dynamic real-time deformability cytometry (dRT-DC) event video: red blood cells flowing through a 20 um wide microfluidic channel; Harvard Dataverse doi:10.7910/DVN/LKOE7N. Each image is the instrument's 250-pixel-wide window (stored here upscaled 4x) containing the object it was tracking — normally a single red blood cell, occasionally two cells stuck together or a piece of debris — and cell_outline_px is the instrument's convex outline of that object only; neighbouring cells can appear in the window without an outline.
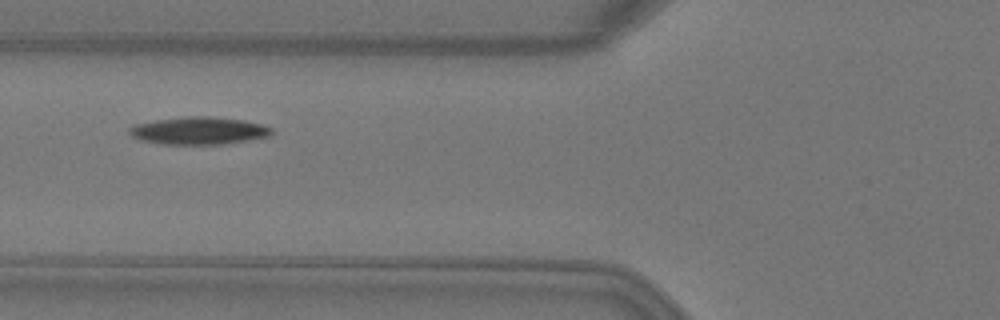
{"species": "Egyptian fruit bat (a non-hibernating species)", "species_latin": "Rousettus aegyptiacus", "temperature_condition": "warm", "stored_images_in_passage": 3, "camera_frame_rate_fps": 3000, "um_per_image_px": 0.085, "animal": {"sex": "female"}, "frame": {"image": 1, "passage_image": 2, "time_ms": 0.333, "image_size_px": [1000, 320], "cell_outline_px": [[272, 136], [224, 144], [160, 144], [140, 140], [132, 136], [128, 132], [128, 128], [132, 124], [156, 120], [188, 116], [208, 116], [244, 120], [260, 124], [272, 128]], "centroid_in_image_um": [16.87, 11.11], "position_along_channel_um": 108.9, "area_um2": 22.95}}